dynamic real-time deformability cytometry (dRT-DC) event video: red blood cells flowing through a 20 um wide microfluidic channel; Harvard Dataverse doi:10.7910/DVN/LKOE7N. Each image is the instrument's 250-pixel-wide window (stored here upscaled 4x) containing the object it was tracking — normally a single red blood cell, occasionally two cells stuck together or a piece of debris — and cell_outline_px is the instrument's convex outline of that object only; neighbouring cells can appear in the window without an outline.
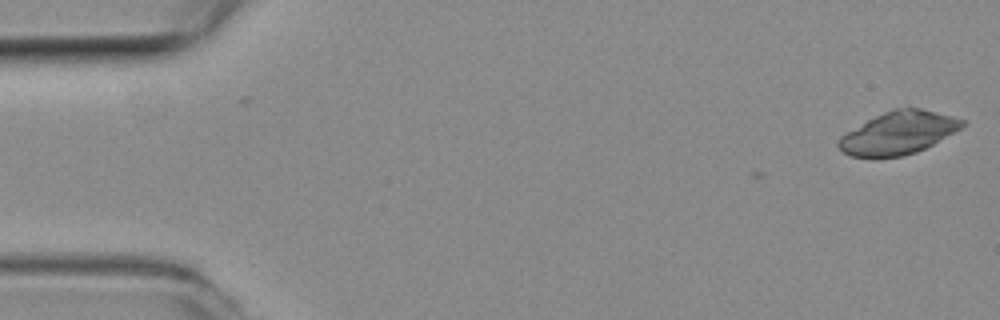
{"species": "common noctule bat (a hibernating species)", "species_latin": "Nyctalus noctula", "temperature_condition": "room temperature", "stored_images_in_passage": 6, "camera_frame_rate_fps": 3000, "um_per_image_px": 0.085, "animal": {"sex": "female", "body_mass_g": 19.3, "forearm_length_mm": 54.1}, "frame": {"image": 1, "passage_image": 1, "time_ms": 0.0, "image_size_px": [1000, 320], "cell_outline_px": [[968, 124], [932, 144], [916, 152], [900, 156], [872, 160], [848, 156], [836, 144], [836, 140], [840, 136], [868, 120], [884, 112], [896, 108], [920, 108], [968, 120]], "centroid_in_image_um": [76.34, 11.33], "position_along_channel_um": 8.7, "area_um2": 31.04}}